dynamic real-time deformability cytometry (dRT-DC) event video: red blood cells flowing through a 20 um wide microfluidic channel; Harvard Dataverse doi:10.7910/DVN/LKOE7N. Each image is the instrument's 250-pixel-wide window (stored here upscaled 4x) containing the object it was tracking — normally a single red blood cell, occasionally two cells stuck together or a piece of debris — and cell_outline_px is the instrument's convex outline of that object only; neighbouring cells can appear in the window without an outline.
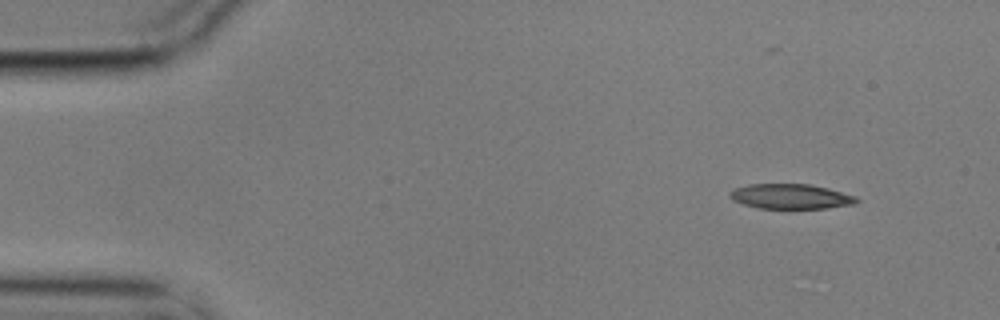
{"species": "common noctule bat (a hibernating species)", "species_latin": "Nyctalus noctula", "temperature_condition": "cold", "stored_images_in_passage": 5, "camera_frame_rate_fps": 3000, "um_per_image_px": 0.085, "animal": {"sex": "male", "body_mass_g": 17.9}, "frame": {"image": 1, "passage_image": 1, "time_ms": 0.0, "image_size_px": [1000, 320], "cell_outline_px": [[860, 200], [856, 204], [828, 208], [760, 208], [744, 204], [732, 200], [728, 196], [728, 192], [732, 188], [748, 184], [812, 184], [828, 188], [856, 196]], "centroid_in_image_um": [67.2, 16.69], "position_along_channel_um": 17.8, "area_um2": 18.61}}
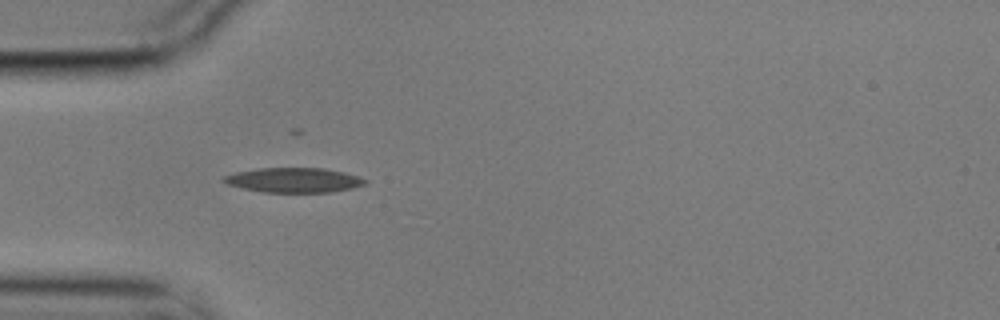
{"frame": {"image": 2, "passage_image": 4, "time_ms": 1.0, "image_size_px": [1000, 320], "cell_outline_px": [[368, 180], [364, 184], [352, 188], [332, 192], [264, 192], [244, 188], [228, 184], [220, 180], [224, 176], [236, 172], [256, 168], [324, 168], [344, 172], [360, 176]], "centroid_in_image_um": [24.99, 15.3], "position_along_channel_um": 60.0, "area_um2": 20.35}}
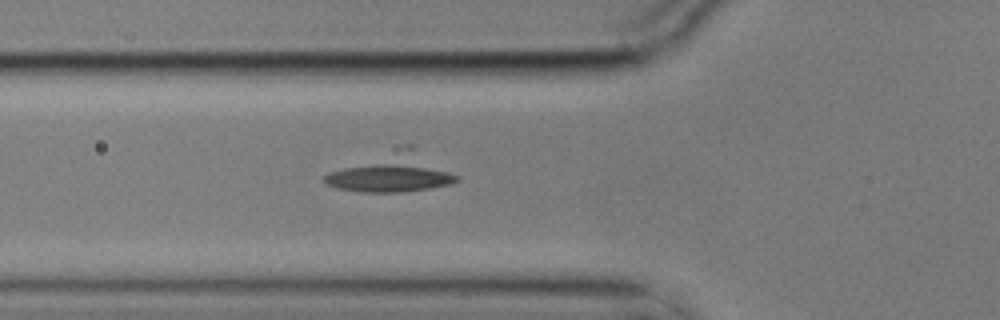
{"frame": {"image": 3, "passage_image": 5, "time_ms": 1.333, "image_size_px": [1000, 320], "cell_outline_px": [[460, 180], [448, 184], [432, 188], [400, 192], [360, 192], [336, 188], [328, 184], [324, 180], [324, 176], [328, 172], [348, 168], [376, 164], [412, 164], [448, 172], [460, 176]], "centroid_in_image_um": [33.06, 15.15], "position_along_channel_um": 92.7, "area_um2": 21.04}}